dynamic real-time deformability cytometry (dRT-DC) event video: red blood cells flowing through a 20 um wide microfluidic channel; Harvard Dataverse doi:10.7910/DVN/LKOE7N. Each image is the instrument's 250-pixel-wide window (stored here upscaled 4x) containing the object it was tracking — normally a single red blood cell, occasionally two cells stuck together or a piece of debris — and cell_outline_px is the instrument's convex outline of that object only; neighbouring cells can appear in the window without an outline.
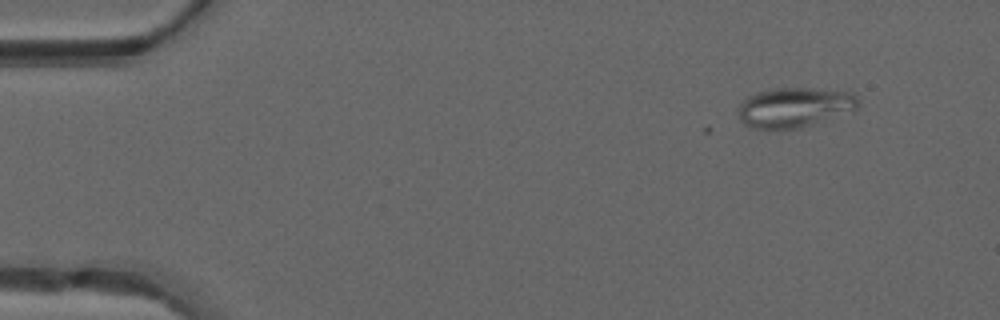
{"species": "common noctule bat (a hibernating species)", "species_latin": "Nyctalus noctula", "temperature_condition": "warm", "stored_images_in_passage": 6, "camera_frame_rate_fps": 3000, "um_per_image_px": 0.085, "animal": {"sex": "male", "forearm_length_mm": 52.5}, "frame": {"image": 1, "passage_image": 2, "time_ms": 0.333, "image_size_px": [1000, 320], "cell_outline_px": [[860, 100], [856, 108], [812, 124], [800, 128], [752, 128], [740, 120], [740, 104], [748, 96], [756, 92], [776, 88], [812, 88], [852, 92]], "centroid_in_image_um": [67.53, 9.1], "position_along_channel_um": 17.5, "area_um2": 27.28}}